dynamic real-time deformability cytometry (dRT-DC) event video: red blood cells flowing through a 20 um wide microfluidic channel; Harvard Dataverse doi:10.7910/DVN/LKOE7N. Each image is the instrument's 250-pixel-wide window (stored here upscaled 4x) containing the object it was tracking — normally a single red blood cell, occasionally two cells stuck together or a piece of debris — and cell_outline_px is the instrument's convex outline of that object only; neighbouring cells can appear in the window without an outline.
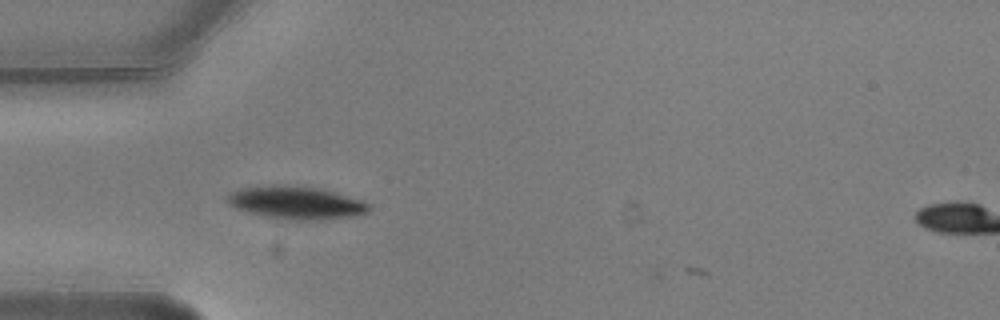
{"species": "common noctule bat (a hibernating species)", "species_latin": "Nyctalus noctula", "temperature_condition": "warm", "stored_images_in_passage": 4, "camera_frame_rate_fps": 3000, "um_per_image_px": 0.085, "animal": {"sex": "male", "body_mass_g": 20.5, "forearm_length_mm": 52.5}, "frame": {"image": 1, "passage_image": 1, "time_ms": 0.0, "image_size_px": [1000, 320], "cell_outline_px": [[372, 208], [368, 212], [352, 216], [320, 220], [288, 220], [264, 216], [248, 212], [236, 208], [228, 204], [228, 196], [232, 192], [244, 188], [272, 184], [320, 188], [360, 200], [368, 204]], "centroid_in_image_um": [25.17, 17.24], "position_along_channel_um": 59.8, "area_um2": 26.82}}
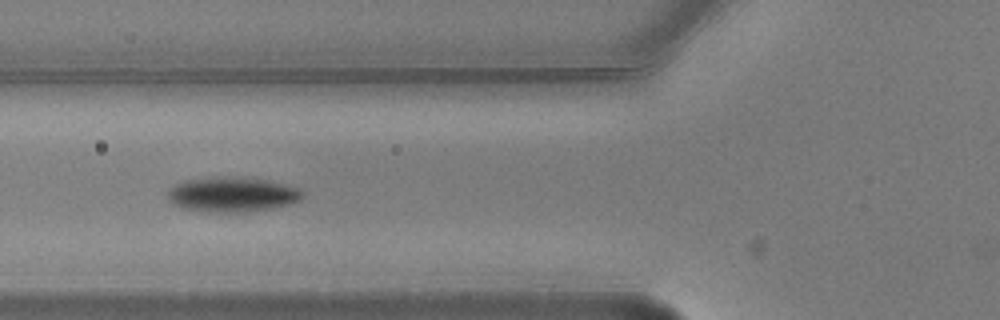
{"frame": {"image": 2, "passage_image": 2, "time_ms": 0.333, "image_size_px": [1000, 320], "cell_outline_px": [[304, 196], [300, 200], [288, 204], [272, 208], [244, 212], [208, 212], [180, 208], [172, 204], [168, 200], [168, 192], [172, 184], [188, 180], [220, 176], [264, 180], [296, 188], [304, 192]], "centroid_in_image_um": [19.66, 16.55], "position_along_channel_um": 106.1, "area_um2": 27.17}}
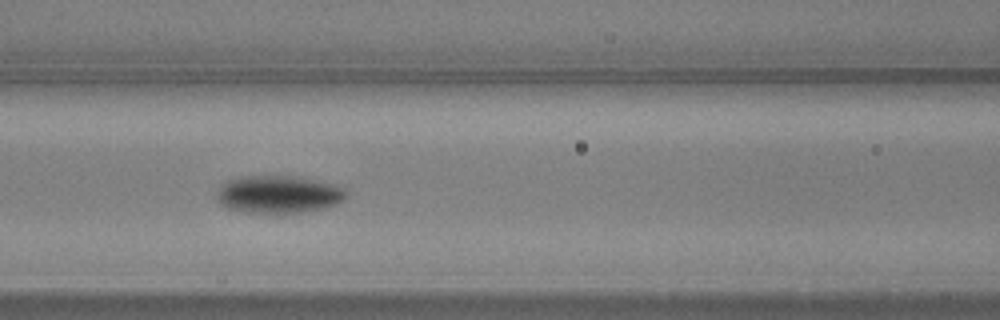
{"frame": {"image": 3, "passage_image": 3, "time_ms": 0.667, "image_size_px": [1000, 320], "cell_outline_px": [[348, 196], [344, 200], [336, 204], [324, 208], [304, 212], [244, 212], [228, 208], [220, 204], [216, 200], [216, 192], [228, 180], [244, 176], [296, 176], [316, 180], [332, 184], [344, 188], [348, 192]], "centroid_in_image_um": [23.69, 16.51], "position_along_channel_um": 142.9, "area_um2": 28.32}}